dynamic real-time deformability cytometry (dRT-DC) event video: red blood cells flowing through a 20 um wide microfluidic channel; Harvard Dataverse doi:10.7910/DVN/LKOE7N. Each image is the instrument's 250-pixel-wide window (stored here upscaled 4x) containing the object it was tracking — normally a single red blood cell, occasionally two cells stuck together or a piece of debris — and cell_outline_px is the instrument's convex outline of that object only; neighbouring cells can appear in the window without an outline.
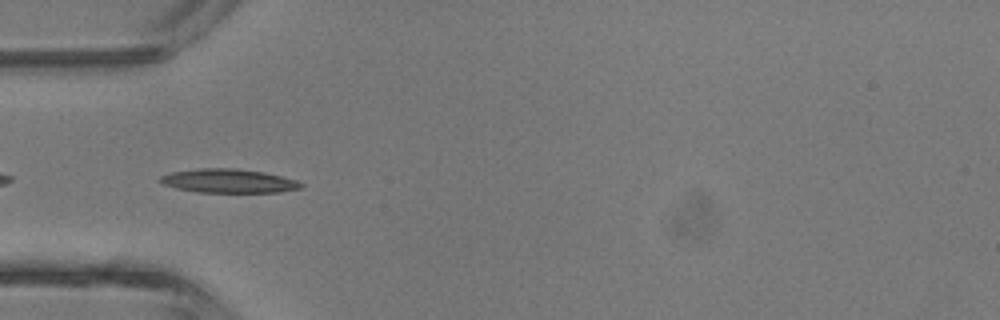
{"species": "common noctule bat (a hibernating species)", "species_latin": "Nyctalus noctula", "temperature_condition": "room temperature", "stored_images_in_passage": 5, "camera_frame_rate_fps": 3000, "um_per_image_px": 0.085, "animal": {"sex": "male", "body_mass_g": 13.3}, "frame": {"image": 1, "passage_image": 5, "time_ms": 4.667, "image_size_px": [1000, 320], "cell_outline_px": [[304, 184], [300, 188], [280, 192], [200, 192], [176, 188], [164, 184], [156, 180], [160, 176], [172, 172], [200, 168], [236, 168], [264, 172], [296, 180]], "centroid_in_image_um": [19.41, 15.37], "position_along_channel_um": 65.6, "area_um2": 19.48}}